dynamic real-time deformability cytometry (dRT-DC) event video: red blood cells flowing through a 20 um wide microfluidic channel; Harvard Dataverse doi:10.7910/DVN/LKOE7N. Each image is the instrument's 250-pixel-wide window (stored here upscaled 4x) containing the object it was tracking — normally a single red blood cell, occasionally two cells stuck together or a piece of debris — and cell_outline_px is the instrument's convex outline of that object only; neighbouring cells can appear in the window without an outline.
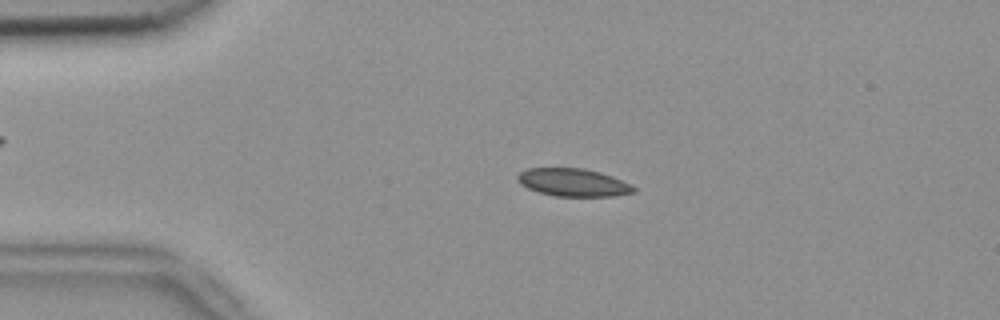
{"species": "common noctule bat (a hibernating species)", "species_latin": "Nyctalus noctula", "temperature_condition": "room temperature", "stored_images_in_passage": 53, "camera_frame_rate_fps": 3000, "um_per_image_px": 0.085, "animal": {"sex": "female", "body_mass_g": 18.4}, "frame": {"image": 1, "passage_image": 11, "time_ms": 3.333, "image_size_px": [1000, 320], "cell_outline_px": [[636, 192], [616, 196], [556, 196], [540, 192], [528, 188], [520, 184], [516, 176], [520, 172], [528, 168], [584, 168], [600, 172], [612, 176], [632, 184], [636, 188]], "centroid_in_image_um": [48.76, 15.51], "position_along_channel_um": 36.2, "area_um2": 18.9}}
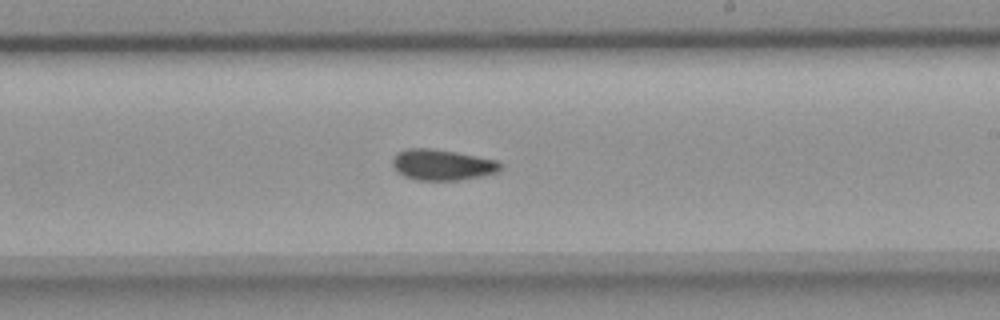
{"frame": {"image": 2, "passage_image": 31, "time_ms": 10.0, "image_size_px": [1000, 320], "cell_outline_px": [[504, 168], [496, 172], [480, 176], [460, 180], [416, 180], [404, 176], [396, 172], [392, 168], [392, 160], [396, 152], [408, 148], [432, 148], [456, 152], [500, 160], [504, 164]], "centroid_in_image_um": [37.59, 14.0], "position_along_channel_um": 251.4, "area_um2": 19.83}}
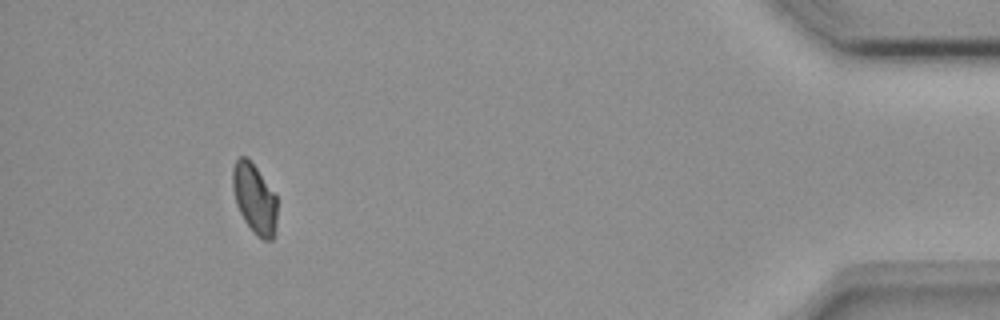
{"frame": {"image": 3, "passage_image": 49, "time_ms": 16.0, "image_size_px": [1000, 320], "cell_outline_px": [[276, 232], [272, 240], [264, 240], [256, 236], [252, 232], [244, 220], [236, 204], [232, 188], [232, 168], [236, 160], [240, 156], [248, 156], [276, 196]], "centroid_in_image_um": [21.62, 16.89], "position_along_channel_um": 413.6, "area_um2": 18.26}, "authors_computed_cell_mechanics": {"area_um2": 18.9584, "velocity_mm_per_s": 3.7626, "shape_relaxation_time_tau1_ms": null, "shape_relaxation_time_tau2_ms": 3.5281, "deformation_change_tau1": null, "deformation_change_tau2": 0.0452}}